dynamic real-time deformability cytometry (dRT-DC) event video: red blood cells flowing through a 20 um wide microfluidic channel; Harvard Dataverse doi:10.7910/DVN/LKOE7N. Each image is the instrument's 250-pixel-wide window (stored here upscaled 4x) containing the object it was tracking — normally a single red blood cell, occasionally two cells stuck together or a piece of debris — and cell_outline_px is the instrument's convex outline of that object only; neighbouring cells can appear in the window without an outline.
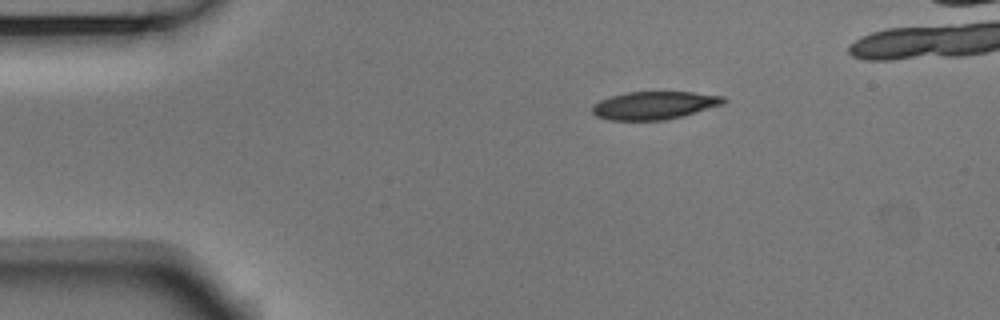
{"species": "Egyptian fruit bat (a non-hibernating species)", "species_latin": "Rousettus aegyptiacus", "temperature_condition": "room temperature", "stored_images_in_passage": 6, "segment_of_instrument_passage": [1, 2], "camera_frame_rate_fps": 3000, "um_per_image_px": 0.085, "animal": {"sex": "male"}, "frame": {"image": 1, "passage_image": 1, "time_ms": 0.0, "image_size_px": [1000, 320], "cell_outline_px": [[728, 100], [724, 104], [680, 116], [664, 120], [608, 120], [596, 116], [592, 112], [592, 104], [600, 100], [612, 96], [628, 92], [692, 92], [724, 96]], "centroid_in_image_um": [55.6, 8.95], "position_along_channel_um": 29.4, "area_um2": 21.27}}
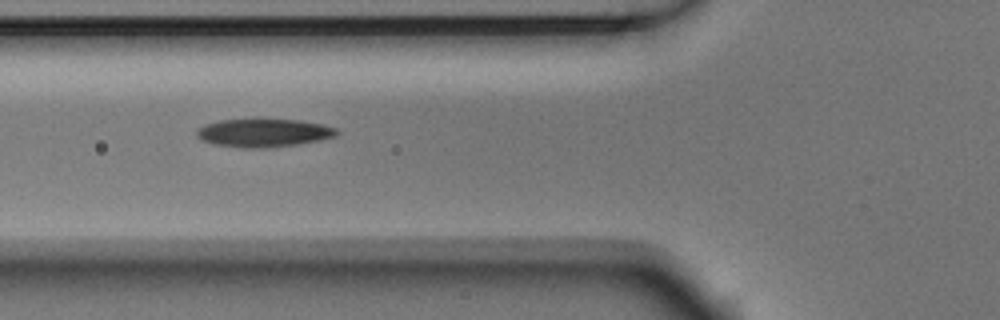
{"frame": {"image": 2, "passage_image": 4, "time_ms": 1.0, "image_size_px": [1000, 320], "cell_outline_px": [[340, 132], [336, 136], [320, 140], [296, 144], [264, 148], [244, 148], [216, 144], [204, 140], [196, 136], [196, 128], [204, 124], [220, 120], [260, 116], [300, 120], [320, 124], [336, 128]], "centroid_in_image_um": [22.39, 11.24], "position_along_channel_um": 103.4, "area_um2": 23.87}}
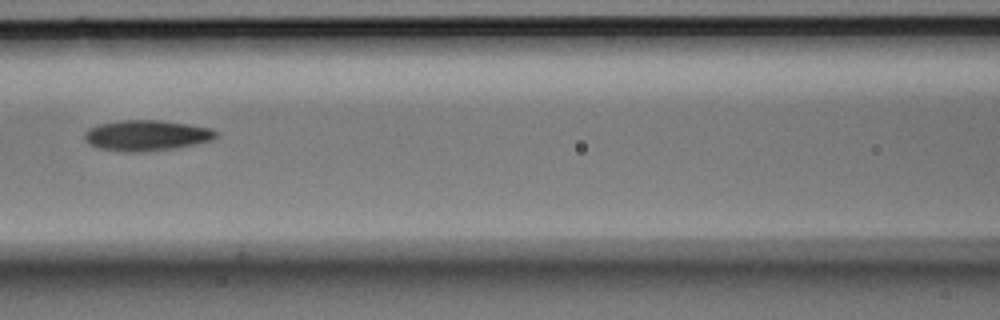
{"frame": {"image": 3, "passage_image": 5, "time_ms": 1.333, "image_size_px": [1000, 320], "cell_outline_px": [[220, 136], [212, 140], [196, 144], [176, 148], [140, 152], [120, 152], [96, 148], [88, 144], [84, 140], [84, 132], [88, 128], [100, 124], [120, 120], [160, 120], [188, 124], [212, 128], [220, 132]], "centroid_in_image_um": [12.46, 11.52], "position_along_channel_um": 154.1, "area_um2": 23.99}}